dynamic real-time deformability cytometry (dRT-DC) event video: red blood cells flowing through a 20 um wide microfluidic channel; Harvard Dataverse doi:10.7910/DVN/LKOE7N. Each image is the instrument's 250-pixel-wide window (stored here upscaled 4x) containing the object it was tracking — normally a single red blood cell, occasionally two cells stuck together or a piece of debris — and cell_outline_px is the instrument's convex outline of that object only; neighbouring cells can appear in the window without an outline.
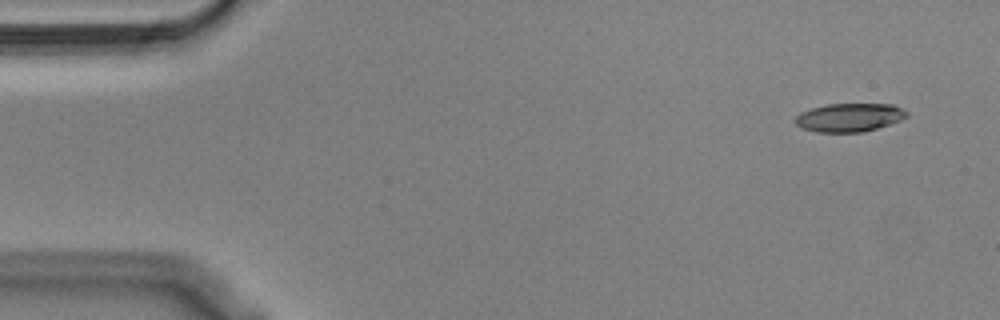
{"species": "Egyptian fruit bat (a non-hibernating species)", "species_latin": "Rousettus aegyptiacus", "temperature_condition": "cold", "stored_images_in_passage": 53, "segment_of_instrument_passage": [1, 2], "camera_frame_rate_fps": 3000, "um_per_image_px": 0.085, "animal": {"sex": "male"}, "frame": {"image": 1, "passage_image": 1, "time_ms": 0.0, "image_size_px": [1000, 320], "cell_outline_px": [[908, 116], [900, 120], [864, 132], [816, 132], [800, 128], [792, 120], [800, 112], [812, 108], [828, 104], [892, 104], [908, 112]], "centroid_in_image_um": [72.14, 9.99], "position_along_channel_um": 12.9, "area_um2": 18.5}}
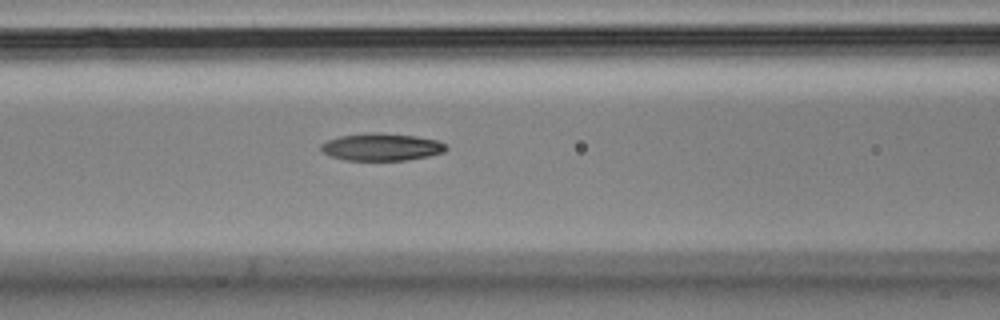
{"frame": {"image": 2, "passage_image": 20, "time_ms": 6.333, "image_size_px": [1000, 320], "cell_outline_px": [[448, 148], [444, 152], [428, 156], [408, 160], [344, 160], [320, 152], [320, 144], [328, 140], [340, 136], [368, 132], [380, 132], [416, 136], [436, 140], [444, 144]], "centroid_in_image_um": [32.4, 12.49], "position_along_channel_um": 134.2, "area_um2": 20.06}}
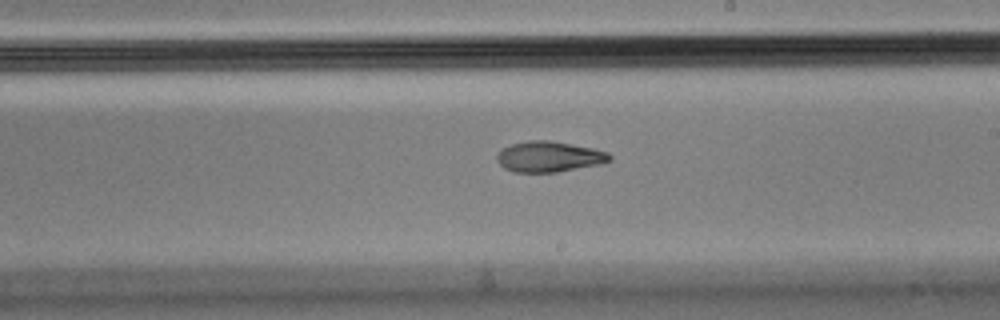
{"frame": {"image": 3, "passage_image": 29, "time_ms": 9.333, "image_size_px": [1000, 320], "cell_outline_px": [[612, 160], [600, 164], [556, 172], [512, 172], [504, 168], [496, 160], [496, 156], [504, 148], [512, 144], [528, 140], [552, 140], [592, 148], [608, 152], [612, 156]], "centroid_in_image_um": [46.68, 13.31], "position_along_channel_um": 242.3, "area_um2": 20.11}}